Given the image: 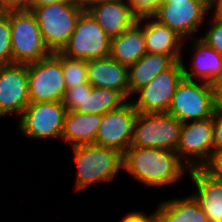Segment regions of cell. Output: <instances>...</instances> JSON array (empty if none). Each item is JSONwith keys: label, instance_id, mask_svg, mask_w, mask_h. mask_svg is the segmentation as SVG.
<instances>
[{"label": "cell", "instance_id": "obj_1", "mask_svg": "<svg viewBox=\"0 0 222 222\" xmlns=\"http://www.w3.org/2000/svg\"><path fill=\"white\" fill-rule=\"evenodd\" d=\"M122 162L134 181L151 188L176 184L190 172L176 151L161 148L129 147Z\"/></svg>", "mask_w": 222, "mask_h": 222}, {"label": "cell", "instance_id": "obj_2", "mask_svg": "<svg viewBox=\"0 0 222 222\" xmlns=\"http://www.w3.org/2000/svg\"><path fill=\"white\" fill-rule=\"evenodd\" d=\"M77 165L75 190L89 188L94 183L110 182L123 170V154L116 149L97 144L72 147Z\"/></svg>", "mask_w": 222, "mask_h": 222}, {"label": "cell", "instance_id": "obj_3", "mask_svg": "<svg viewBox=\"0 0 222 222\" xmlns=\"http://www.w3.org/2000/svg\"><path fill=\"white\" fill-rule=\"evenodd\" d=\"M12 63L28 64L48 57L35 14L26 8L9 9Z\"/></svg>", "mask_w": 222, "mask_h": 222}, {"label": "cell", "instance_id": "obj_4", "mask_svg": "<svg viewBox=\"0 0 222 222\" xmlns=\"http://www.w3.org/2000/svg\"><path fill=\"white\" fill-rule=\"evenodd\" d=\"M216 108L213 84L183 78L167 113L181 123H187L213 117Z\"/></svg>", "mask_w": 222, "mask_h": 222}, {"label": "cell", "instance_id": "obj_5", "mask_svg": "<svg viewBox=\"0 0 222 222\" xmlns=\"http://www.w3.org/2000/svg\"><path fill=\"white\" fill-rule=\"evenodd\" d=\"M37 19L47 48L55 53L67 44L76 22L84 12L73 2L36 6L31 10Z\"/></svg>", "mask_w": 222, "mask_h": 222}, {"label": "cell", "instance_id": "obj_6", "mask_svg": "<svg viewBox=\"0 0 222 222\" xmlns=\"http://www.w3.org/2000/svg\"><path fill=\"white\" fill-rule=\"evenodd\" d=\"M182 123L168 113H138L130 147L176 151Z\"/></svg>", "mask_w": 222, "mask_h": 222}, {"label": "cell", "instance_id": "obj_7", "mask_svg": "<svg viewBox=\"0 0 222 222\" xmlns=\"http://www.w3.org/2000/svg\"><path fill=\"white\" fill-rule=\"evenodd\" d=\"M29 103L62 102L66 92L61 59L52 53L27 64Z\"/></svg>", "mask_w": 222, "mask_h": 222}, {"label": "cell", "instance_id": "obj_8", "mask_svg": "<svg viewBox=\"0 0 222 222\" xmlns=\"http://www.w3.org/2000/svg\"><path fill=\"white\" fill-rule=\"evenodd\" d=\"M212 10L208 0L173 1L161 3L151 16L185 41L193 39L194 33L204 25L206 13Z\"/></svg>", "mask_w": 222, "mask_h": 222}, {"label": "cell", "instance_id": "obj_9", "mask_svg": "<svg viewBox=\"0 0 222 222\" xmlns=\"http://www.w3.org/2000/svg\"><path fill=\"white\" fill-rule=\"evenodd\" d=\"M110 46L111 38L88 12H83L60 52L70 58L90 60L109 57Z\"/></svg>", "mask_w": 222, "mask_h": 222}, {"label": "cell", "instance_id": "obj_10", "mask_svg": "<svg viewBox=\"0 0 222 222\" xmlns=\"http://www.w3.org/2000/svg\"><path fill=\"white\" fill-rule=\"evenodd\" d=\"M184 78L181 61L159 73L151 82L134 93L139 97L130 99L138 113H167L173 94Z\"/></svg>", "mask_w": 222, "mask_h": 222}, {"label": "cell", "instance_id": "obj_11", "mask_svg": "<svg viewBox=\"0 0 222 222\" xmlns=\"http://www.w3.org/2000/svg\"><path fill=\"white\" fill-rule=\"evenodd\" d=\"M66 113L63 102L30 103L23 111L17 129L28 139L61 138Z\"/></svg>", "mask_w": 222, "mask_h": 222}, {"label": "cell", "instance_id": "obj_12", "mask_svg": "<svg viewBox=\"0 0 222 222\" xmlns=\"http://www.w3.org/2000/svg\"><path fill=\"white\" fill-rule=\"evenodd\" d=\"M212 152V117L205 120L182 123L176 153L189 169L201 168L208 161Z\"/></svg>", "mask_w": 222, "mask_h": 222}, {"label": "cell", "instance_id": "obj_13", "mask_svg": "<svg viewBox=\"0 0 222 222\" xmlns=\"http://www.w3.org/2000/svg\"><path fill=\"white\" fill-rule=\"evenodd\" d=\"M29 104L27 64L0 65V118L13 113L21 117Z\"/></svg>", "mask_w": 222, "mask_h": 222}, {"label": "cell", "instance_id": "obj_14", "mask_svg": "<svg viewBox=\"0 0 222 222\" xmlns=\"http://www.w3.org/2000/svg\"><path fill=\"white\" fill-rule=\"evenodd\" d=\"M137 114L130 100L122 107L103 114L94 144L116 149L123 154L130 147Z\"/></svg>", "mask_w": 222, "mask_h": 222}, {"label": "cell", "instance_id": "obj_15", "mask_svg": "<svg viewBox=\"0 0 222 222\" xmlns=\"http://www.w3.org/2000/svg\"><path fill=\"white\" fill-rule=\"evenodd\" d=\"M136 23L144 31L147 53L164 54L171 56L175 61H181L185 41L172 29L152 16L138 17Z\"/></svg>", "mask_w": 222, "mask_h": 222}, {"label": "cell", "instance_id": "obj_16", "mask_svg": "<svg viewBox=\"0 0 222 222\" xmlns=\"http://www.w3.org/2000/svg\"><path fill=\"white\" fill-rule=\"evenodd\" d=\"M87 12L111 39L131 28L138 19L127 0H107Z\"/></svg>", "mask_w": 222, "mask_h": 222}, {"label": "cell", "instance_id": "obj_17", "mask_svg": "<svg viewBox=\"0 0 222 222\" xmlns=\"http://www.w3.org/2000/svg\"><path fill=\"white\" fill-rule=\"evenodd\" d=\"M88 82L92 87L109 88L132 99L128 87V67L110 57L87 60Z\"/></svg>", "mask_w": 222, "mask_h": 222}, {"label": "cell", "instance_id": "obj_18", "mask_svg": "<svg viewBox=\"0 0 222 222\" xmlns=\"http://www.w3.org/2000/svg\"><path fill=\"white\" fill-rule=\"evenodd\" d=\"M196 39V40H195ZM192 42L193 61L190 71H187L182 58L184 78L188 80H198L214 84L222 75V55L217 53L199 36Z\"/></svg>", "mask_w": 222, "mask_h": 222}, {"label": "cell", "instance_id": "obj_19", "mask_svg": "<svg viewBox=\"0 0 222 222\" xmlns=\"http://www.w3.org/2000/svg\"><path fill=\"white\" fill-rule=\"evenodd\" d=\"M189 176L197 191L192 195L205 212L208 222H222V181L211 178L201 168L190 169Z\"/></svg>", "mask_w": 222, "mask_h": 222}, {"label": "cell", "instance_id": "obj_20", "mask_svg": "<svg viewBox=\"0 0 222 222\" xmlns=\"http://www.w3.org/2000/svg\"><path fill=\"white\" fill-rule=\"evenodd\" d=\"M102 117V114H84L78 111H67L61 139L68 141L71 147L95 143Z\"/></svg>", "mask_w": 222, "mask_h": 222}, {"label": "cell", "instance_id": "obj_21", "mask_svg": "<svg viewBox=\"0 0 222 222\" xmlns=\"http://www.w3.org/2000/svg\"><path fill=\"white\" fill-rule=\"evenodd\" d=\"M146 53L144 31L137 23L111 39L109 57L122 65L129 67Z\"/></svg>", "mask_w": 222, "mask_h": 222}, {"label": "cell", "instance_id": "obj_22", "mask_svg": "<svg viewBox=\"0 0 222 222\" xmlns=\"http://www.w3.org/2000/svg\"><path fill=\"white\" fill-rule=\"evenodd\" d=\"M176 61L164 54H144L136 63L128 67V87L131 96L141 87L151 82L159 73L170 68Z\"/></svg>", "mask_w": 222, "mask_h": 222}, {"label": "cell", "instance_id": "obj_23", "mask_svg": "<svg viewBox=\"0 0 222 222\" xmlns=\"http://www.w3.org/2000/svg\"><path fill=\"white\" fill-rule=\"evenodd\" d=\"M156 210L157 222H208L205 212L192 194L160 202Z\"/></svg>", "mask_w": 222, "mask_h": 222}, {"label": "cell", "instance_id": "obj_24", "mask_svg": "<svg viewBox=\"0 0 222 222\" xmlns=\"http://www.w3.org/2000/svg\"><path fill=\"white\" fill-rule=\"evenodd\" d=\"M129 100L119 91L92 87L85 89L84 114H105L122 107Z\"/></svg>", "mask_w": 222, "mask_h": 222}, {"label": "cell", "instance_id": "obj_25", "mask_svg": "<svg viewBox=\"0 0 222 222\" xmlns=\"http://www.w3.org/2000/svg\"><path fill=\"white\" fill-rule=\"evenodd\" d=\"M55 54L61 59L66 88L88 82L87 60L70 58L60 51Z\"/></svg>", "mask_w": 222, "mask_h": 222}, {"label": "cell", "instance_id": "obj_26", "mask_svg": "<svg viewBox=\"0 0 222 222\" xmlns=\"http://www.w3.org/2000/svg\"><path fill=\"white\" fill-rule=\"evenodd\" d=\"M12 64L9 10L0 12V65Z\"/></svg>", "mask_w": 222, "mask_h": 222}, {"label": "cell", "instance_id": "obj_27", "mask_svg": "<svg viewBox=\"0 0 222 222\" xmlns=\"http://www.w3.org/2000/svg\"><path fill=\"white\" fill-rule=\"evenodd\" d=\"M89 85V82H87L66 89L62 102L67 111H78L84 113L85 89Z\"/></svg>", "mask_w": 222, "mask_h": 222}, {"label": "cell", "instance_id": "obj_28", "mask_svg": "<svg viewBox=\"0 0 222 222\" xmlns=\"http://www.w3.org/2000/svg\"><path fill=\"white\" fill-rule=\"evenodd\" d=\"M211 16L213 17H211V25H209V29L200 38L222 55V18L215 12Z\"/></svg>", "mask_w": 222, "mask_h": 222}, {"label": "cell", "instance_id": "obj_29", "mask_svg": "<svg viewBox=\"0 0 222 222\" xmlns=\"http://www.w3.org/2000/svg\"><path fill=\"white\" fill-rule=\"evenodd\" d=\"M201 169L211 178L222 181V151H213Z\"/></svg>", "mask_w": 222, "mask_h": 222}, {"label": "cell", "instance_id": "obj_30", "mask_svg": "<svg viewBox=\"0 0 222 222\" xmlns=\"http://www.w3.org/2000/svg\"><path fill=\"white\" fill-rule=\"evenodd\" d=\"M132 11L138 16H151L161 4V0H127Z\"/></svg>", "mask_w": 222, "mask_h": 222}, {"label": "cell", "instance_id": "obj_31", "mask_svg": "<svg viewBox=\"0 0 222 222\" xmlns=\"http://www.w3.org/2000/svg\"><path fill=\"white\" fill-rule=\"evenodd\" d=\"M213 121V151H222V109L216 108Z\"/></svg>", "mask_w": 222, "mask_h": 222}, {"label": "cell", "instance_id": "obj_32", "mask_svg": "<svg viewBox=\"0 0 222 222\" xmlns=\"http://www.w3.org/2000/svg\"><path fill=\"white\" fill-rule=\"evenodd\" d=\"M119 222H157V210L155 209V212L150 215L141 211H133L122 217Z\"/></svg>", "mask_w": 222, "mask_h": 222}, {"label": "cell", "instance_id": "obj_33", "mask_svg": "<svg viewBox=\"0 0 222 222\" xmlns=\"http://www.w3.org/2000/svg\"><path fill=\"white\" fill-rule=\"evenodd\" d=\"M27 6V0H0V9L2 11L9 9H23Z\"/></svg>", "mask_w": 222, "mask_h": 222}, {"label": "cell", "instance_id": "obj_34", "mask_svg": "<svg viewBox=\"0 0 222 222\" xmlns=\"http://www.w3.org/2000/svg\"><path fill=\"white\" fill-rule=\"evenodd\" d=\"M75 0H27L26 9L32 10L36 6H45L53 3H67Z\"/></svg>", "mask_w": 222, "mask_h": 222}, {"label": "cell", "instance_id": "obj_35", "mask_svg": "<svg viewBox=\"0 0 222 222\" xmlns=\"http://www.w3.org/2000/svg\"><path fill=\"white\" fill-rule=\"evenodd\" d=\"M213 88L216 106L222 109V75L213 84Z\"/></svg>", "mask_w": 222, "mask_h": 222}, {"label": "cell", "instance_id": "obj_36", "mask_svg": "<svg viewBox=\"0 0 222 222\" xmlns=\"http://www.w3.org/2000/svg\"><path fill=\"white\" fill-rule=\"evenodd\" d=\"M107 0H75V2L79 5V7L84 11L87 12L92 7L98 5Z\"/></svg>", "mask_w": 222, "mask_h": 222}, {"label": "cell", "instance_id": "obj_37", "mask_svg": "<svg viewBox=\"0 0 222 222\" xmlns=\"http://www.w3.org/2000/svg\"><path fill=\"white\" fill-rule=\"evenodd\" d=\"M213 11L222 18V0H220L216 5L213 6Z\"/></svg>", "mask_w": 222, "mask_h": 222}, {"label": "cell", "instance_id": "obj_38", "mask_svg": "<svg viewBox=\"0 0 222 222\" xmlns=\"http://www.w3.org/2000/svg\"><path fill=\"white\" fill-rule=\"evenodd\" d=\"M173 1H186V0H161V3H169V2H173Z\"/></svg>", "mask_w": 222, "mask_h": 222}, {"label": "cell", "instance_id": "obj_39", "mask_svg": "<svg viewBox=\"0 0 222 222\" xmlns=\"http://www.w3.org/2000/svg\"><path fill=\"white\" fill-rule=\"evenodd\" d=\"M213 6L216 5L220 0H208Z\"/></svg>", "mask_w": 222, "mask_h": 222}]
</instances>
